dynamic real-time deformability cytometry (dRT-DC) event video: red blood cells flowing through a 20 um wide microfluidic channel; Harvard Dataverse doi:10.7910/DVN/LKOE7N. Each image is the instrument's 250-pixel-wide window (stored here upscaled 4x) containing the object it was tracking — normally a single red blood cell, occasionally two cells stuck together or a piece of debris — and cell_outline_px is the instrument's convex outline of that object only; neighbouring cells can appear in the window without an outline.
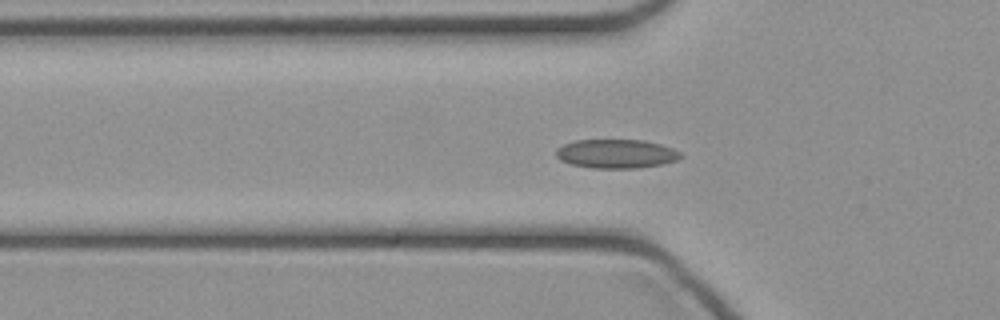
{"species": "common noctule bat (a hibernating species)", "species_latin": "Nyctalus noctula", "temperature_condition": "cold", "stored_images_in_passage": 47, "camera_frame_rate_fps": 3000, "um_per_image_px": 0.085, "animal": {"sex": "female", "body_mass_g": 21.9}, "frame": {"image": 1, "passage_image": 15, "time_ms": 4.667, "image_size_px": [1000, 320], "cell_outline_px": [[684, 156], [676, 160], [664, 164], [640, 168], [592, 168], [572, 164], [560, 160], [556, 156], [556, 148], [564, 144], [576, 140], [644, 140], [660, 144], [672, 148], [680, 152]], "centroid_in_image_um": [52.4, 13.07], "position_along_channel_um": 73.4, "area_um2": 21.1}}
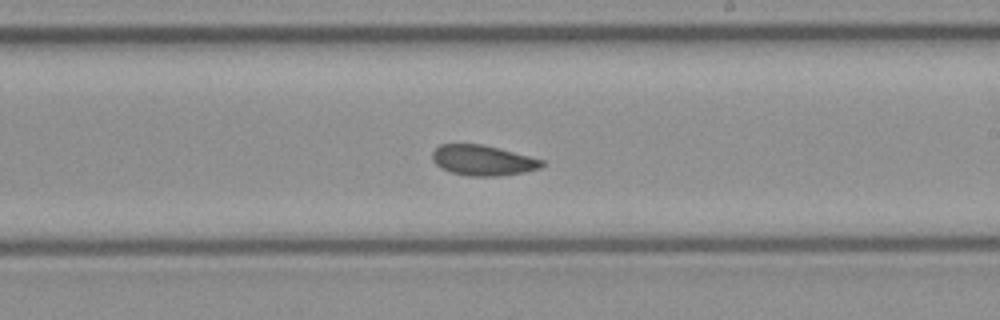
{"frame": {"image": 2, "passage_image": 27, "time_ms": 8.667, "image_size_px": [1000, 320], "cell_outline_px": [[544, 164], [540, 168], [524, 172], [496, 176], [468, 176], [452, 172], [440, 168], [432, 160], [432, 152], [440, 144], [480, 144], [544, 160]], "centroid_in_image_um": [41.0, 13.63], "position_along_channel_um": 248.0, "area_um2": 19.13}}
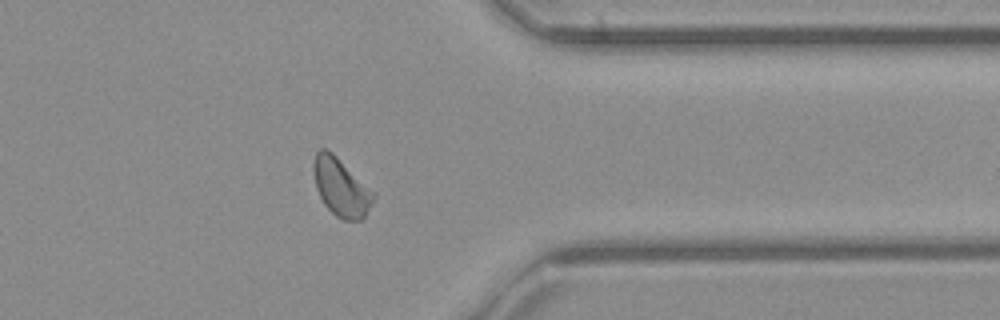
{"frame": {"image": 3, "passage_image": 37, "time_ms": 12.0, "image_size_px": [1000, 320], "cell_outline_px": [[376, 196], [364, 216], [360, 220], [344, 220], [336, 216], [324, 204], [316, 188], [312, 168], [312, 164], [316, 152], [320, 148], [328, 148], [376, 192]], "centroid_in_image_um": [28.98, 15.88], "position_along_channel_um": 382.4, "area_um2": 20.46}}